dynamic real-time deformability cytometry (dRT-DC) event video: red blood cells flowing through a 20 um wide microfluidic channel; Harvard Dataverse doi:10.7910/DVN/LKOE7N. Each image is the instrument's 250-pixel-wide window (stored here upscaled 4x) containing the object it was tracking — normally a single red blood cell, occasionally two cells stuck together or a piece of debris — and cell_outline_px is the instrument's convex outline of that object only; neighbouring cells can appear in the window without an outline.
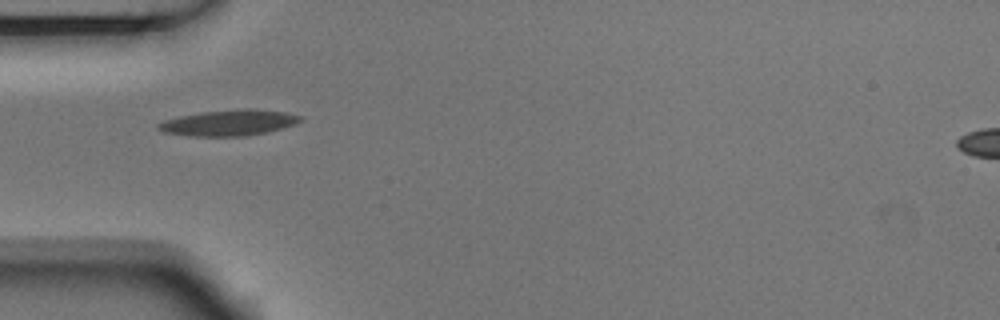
{"species": "Egyptian fruit bat (a non-hibernating species)", "species_latin": "Rousettus aegyptiacus", "temperature_condition": "room temperature", "stored_images_in_passage": 2, "camera_frame_rate_fps": 3000, "um_per_image_px": 0.085, "animal": {"sex": "male"}, "frame": {"image": 1, "passage_image": 1, "time_ms": 0.0, "image_size_px": [1000, 320], "cell_outline_px": [[300, 120], [296, 124], [268, 132], [244, 136], [188, 136], [164, 132], [156, 128], [156, 124], [164, 120], [180, 116], [200, 112], [248, 108], [252, 108], [284, 112], [300, 116]], "centroid_in_image_um": [19.42, 10.44], "position_along_channel_um": 65.6, "area_um2": 21.39}}
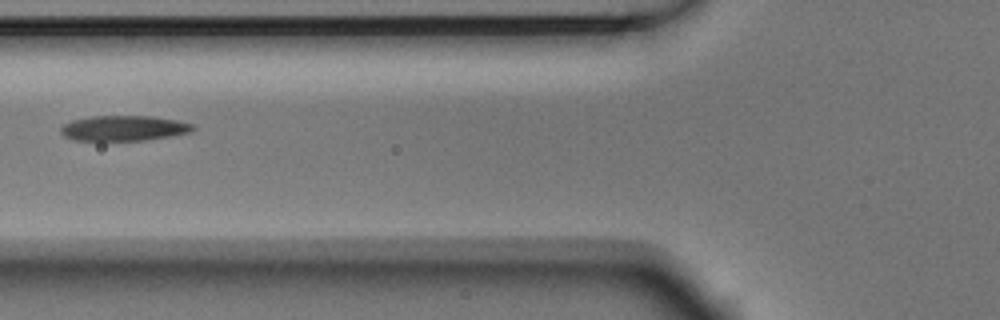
{"frame": {"image": 2, "passage_image": 2, "time_ms": 0.333, "image_size_px": [1000, 320], "cell_outline_px": [[196, 128], [192, 132], [144, 140], [72, 140], [64, 136], [60, 132], [60, 128], [64, 124], [72, 120], [92, 116], [152, 116], [176, 120], [192, 124]], "centroid_in_image_um": [10.51, 10.89], "position_along_channel_um": 115.3, "area_um2": 19.36}}